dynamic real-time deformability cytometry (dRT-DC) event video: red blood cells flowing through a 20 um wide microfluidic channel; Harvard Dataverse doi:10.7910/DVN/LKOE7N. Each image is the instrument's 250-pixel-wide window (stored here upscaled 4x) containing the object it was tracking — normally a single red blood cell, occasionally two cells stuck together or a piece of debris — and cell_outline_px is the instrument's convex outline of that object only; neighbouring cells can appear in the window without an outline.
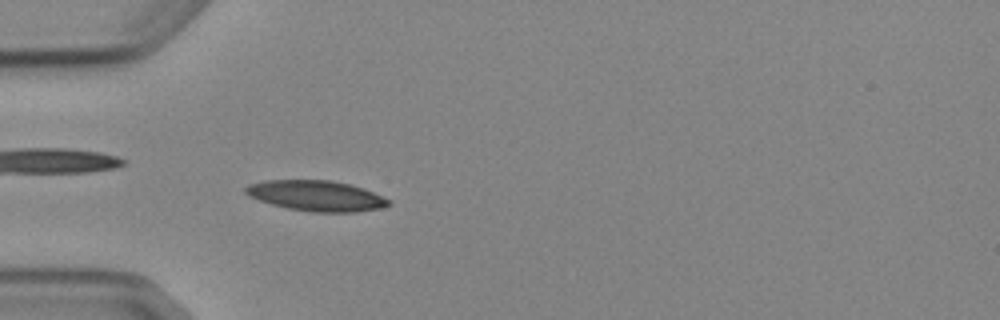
{"species": "Egyptian fruit bat (a non-hibernating species)", "species_latin": "Rousettus aegyptiacus", "temperature_condition": "cold", "stored_images_in_passage": 6, "camera_frame_rate_fps": 3000, "um_per_image_px": 0.085, "animal": {"sex": "female"}, "frame": {"image": 1, "passage_image": 6, "time_ms": 6.0, "image_size_px": [1000, 320], "cell_outline_px": [[392, 204], [380, 208], [356, 212], [312, 212], [288, 208], [272, 204], [248, 196], [244, 192], [244, 188], [248, 184], [264, 180], [332, 180], [364, 188], [392, 200]], "centroid_in_image_um": [26.9, 16.63], "position_along_channel_um": 58.1, "area_um2": 25.55}}